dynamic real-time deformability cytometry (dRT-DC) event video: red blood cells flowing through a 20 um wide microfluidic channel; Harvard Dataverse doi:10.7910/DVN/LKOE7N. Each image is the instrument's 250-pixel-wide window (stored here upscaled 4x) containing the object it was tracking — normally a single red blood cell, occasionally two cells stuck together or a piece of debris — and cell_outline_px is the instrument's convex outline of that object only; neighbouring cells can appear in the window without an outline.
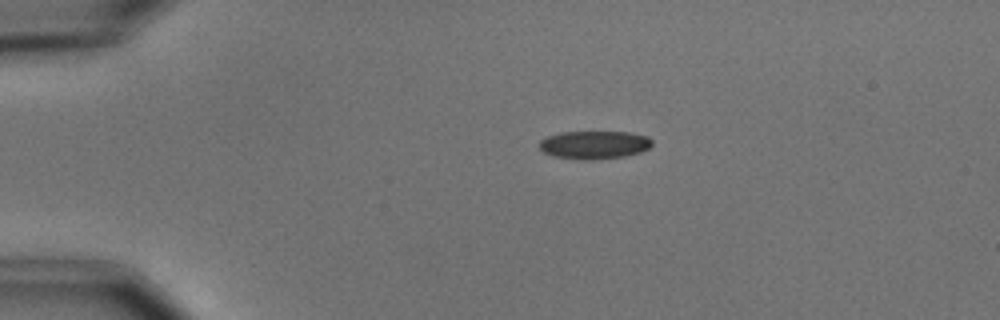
{"species": "common noctule bat (a hibernating species)", "species_latin": "Nyctalus noctula", "temperature_condition": "cold", "stored_images_in_passage": 2, "camera_frame_rate_fps": 3000, "um_per_image_px": 0.085, "animal": {"sex": "male", "body_mass_g": 15.6}, "frame": {"image": 1, "passage_image": 1, "time_ms": 0.0, "image_size_px": [1000, 320], "cell_outline_px": [[652, 144], [648, 148], [640, 152], [624, 156], [588, 160], [580, 160], [552, 156], [544, 152], [540, 148], [540, 140], [548, 136], [560, 132], [628, 132], [648, 136], [652, 140]], "centroid_in_image_um": [50.5, 12.31], "position_along_channel_um": 34.5, "area_um2": 18.44}}